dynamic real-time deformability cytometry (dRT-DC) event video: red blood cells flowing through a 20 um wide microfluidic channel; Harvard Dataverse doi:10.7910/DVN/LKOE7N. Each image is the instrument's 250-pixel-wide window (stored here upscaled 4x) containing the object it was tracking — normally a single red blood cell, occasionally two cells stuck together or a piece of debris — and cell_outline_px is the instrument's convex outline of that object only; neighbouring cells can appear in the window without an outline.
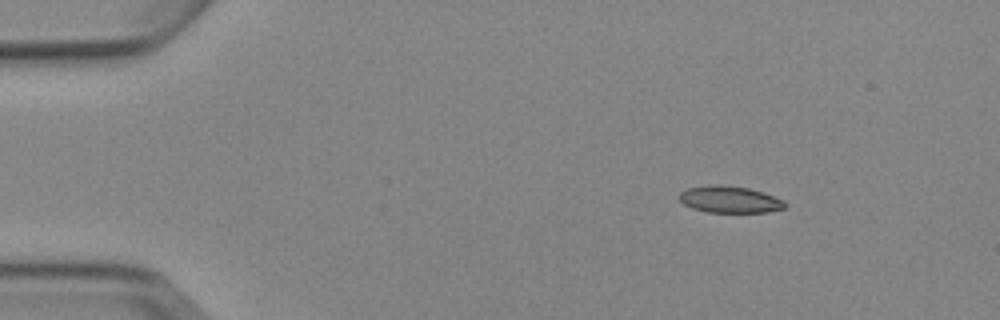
{"species": "Egyptian fruit bat (a non-hibernating species)", "species_latin": "Rousettus aegyptiacus", "temperature_condition": "cold", "stored_images_in_passage": 3, "camera_frame_rate_fps": 3000, "um_per_image_px": 0.085, "animal": {"sex": "female"}, "frame": {"image": 1, "passage_image": 1, "time_ms": 0.0, "image_size_px": [1000, 320], "cell_outline_px": [[788, 204], [784, 208], [768, 212], [708, 212], [692, 208], [684, 204], [680, 200], [680, 192], [688, 188], [708, 184], [720, 184], [748, 188], [764, 192], [784, 200]], "centroid_in_image_um": [62.05, 16.94], "position_along_channel_um": 23.0, "area_um2": 16.59}}